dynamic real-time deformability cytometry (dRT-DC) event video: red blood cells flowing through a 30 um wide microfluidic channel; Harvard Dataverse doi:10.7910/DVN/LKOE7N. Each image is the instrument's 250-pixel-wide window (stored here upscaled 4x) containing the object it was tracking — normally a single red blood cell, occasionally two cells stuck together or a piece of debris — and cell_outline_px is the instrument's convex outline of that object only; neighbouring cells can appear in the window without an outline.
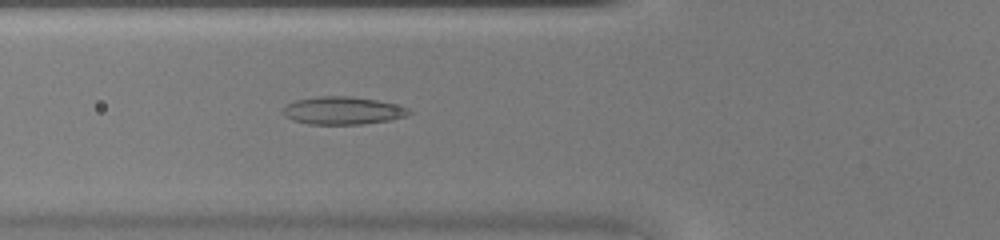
{"species": "common noctule bat (a hibernating species)", "species_latin": "Nyctalus noctula", "temperature_condition": "warm", "stored_images_in_passage": 36, "camera_frame_rate_fps": 3000, "um_per_image_px": 0.085, "animal": {"sex": "female", "body_mass_g": 20.0, "forearm_length_mm": 54.0}, "frame": {"image": 1, "passage_image": 7, "time_ms": 2.0, "image_size_px": [1000, 240], "cell_outline_px": [[412, 112], [404, 116], [388, 120], [364, 124], [308, 124], [292, 120], [284, 116], [280, 112], [288, 104], [296, 100], [320, 96], [348, 96], [376, 100], [408, 108]], "centroid_in_image_um": [29.07, 9.4], "position_along_channel_um": 96.7, "area_um2": 20.17}}
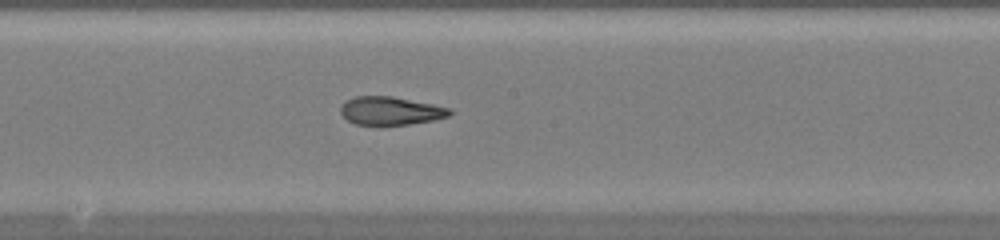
{"frame": {"image": 2, "passage_image": 15, "time_ms": 4.667, "image_size_px": [1000, 240], "cell_outline_px": [[452, 112], [448, 116], [432, 120], [408, 124], [356, 124], [348, 120], [340, 112], [340, 104], [356, 96], [392, 96], [452, 108]], "centroid_in_image_um": [33.19, 9.4], "position_along_channel_um": 215.0, "area_um2": 17.69}}
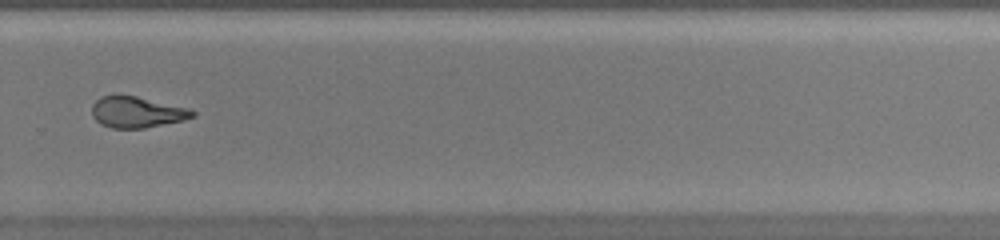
{"frame": {"image": 3, "passage_image": 22, "time_ms": 7.0, "image_size_px": [1000, 240], "cell_outline_px": [[196, 116], [184, 120], [144, 128], [112, 128], [100, 124], [92, 116], [92, 104], [100, 96], [116, 92], [136, 96], [188, 108], [196, 112]], "centroid_in_image_um": [11.59, 9.5], "position_along_channel_um": 318.2, "area_um2": 18.61}}